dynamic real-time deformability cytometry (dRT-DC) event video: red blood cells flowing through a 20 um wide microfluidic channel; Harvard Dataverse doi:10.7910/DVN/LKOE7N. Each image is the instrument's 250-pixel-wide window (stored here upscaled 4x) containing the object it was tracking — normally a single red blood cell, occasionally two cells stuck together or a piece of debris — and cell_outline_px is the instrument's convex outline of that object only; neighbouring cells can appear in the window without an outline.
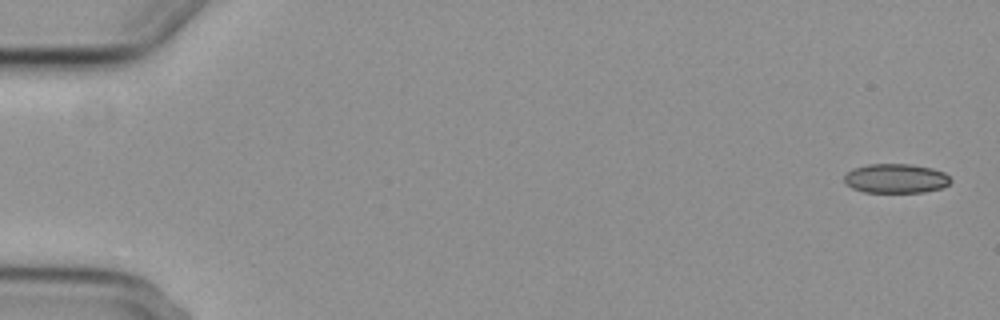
{"species": "common noctule bat (a hibernating species)", "species_latin": "Nyctalus noctula", "temperature_condition": "cold", "stored_images_in_passage": 6, "camera_frame_rate_fps": 3000, "um_per_image_px": 0.085, "animal": {"sex": "female", "body_mass_g": 29.2, "forearm_length_mm": 56.3}, "frame": {"image": 1, "passage_image": 1, "time_ms": 0.0, "image_size_px": [1000, 320], "cell_outline_px": [[952, 180], [948, 184], [940, 188], [924, 192], [864, 192], [852, 188], [844, 184], [844, 176], [852, 168], [868, 164], [912, 164], [932, 168], [944, 172]], "centroid_in_image_um": [76.12, 15.16], "position_along_channel_um": 8.9, "area_um2": 18.26}}
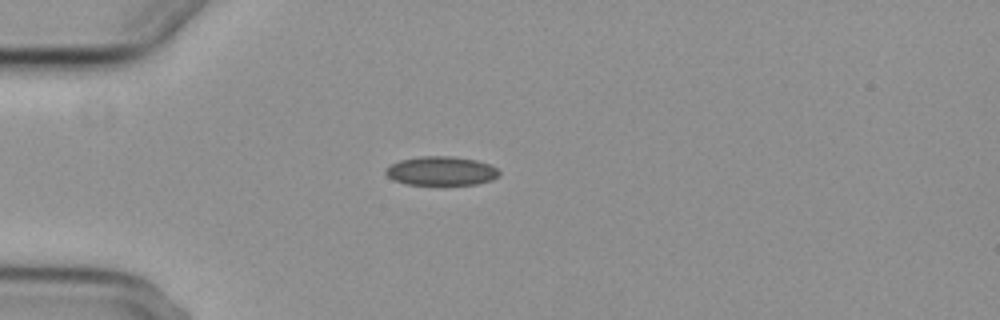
{"frame": {"image": 2, "passage_image": 5, "time_ms": 4.667, "image_size_px": [1000, 320], "cell_outline_px": [[500, 176], [492, 180], [476, 184], [404, 184], [392, 180], [384, 172], [384, 168], [400, 160], [420, 156], [452, 156], [476, 160], [492, 164], [500, 172]], "centroid_in_image_um": [37.5, 14.52], "position_along_channel_um": 47.5, "area_um2": 19.31}}